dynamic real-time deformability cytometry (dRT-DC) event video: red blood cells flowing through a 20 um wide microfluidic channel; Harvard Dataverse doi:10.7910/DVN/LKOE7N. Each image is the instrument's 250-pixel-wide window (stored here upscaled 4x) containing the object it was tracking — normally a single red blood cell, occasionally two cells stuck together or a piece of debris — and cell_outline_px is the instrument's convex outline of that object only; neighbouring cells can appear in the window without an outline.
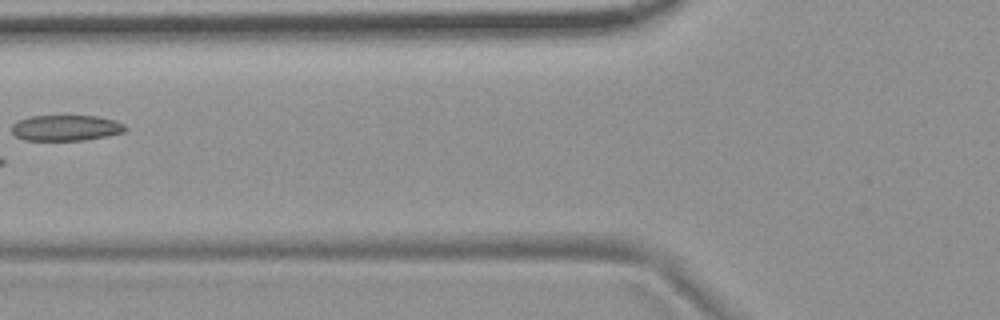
{"species": "common noctule bat (a hibernating species)", "species_latin": "Nyctalus noctula", "temperature_condition": "room temperature", "stored_images_in_passage": 6, "camera_frame_rate_fps": 3000, "um_per_image_px": 0.085, "animal": {"sex": "female", "body_mass_g": 19.9}, "frame": {"image": 1, "passage_image": 6, "time_ms": 6.333, "image_size_px": [1000, 320], "cell_outline_px": [[128, 128], [124, 132], [84, 140], [24, 140], [16, 136], [12, 132], [12, 124], [16, 120], [28, 116], [96, 116], [116, 120], [124, 124]], "centroid_in_image_um": [5.58, 10.86], "position_along_channel_um": 120.2, "area_um2": 17.11}}